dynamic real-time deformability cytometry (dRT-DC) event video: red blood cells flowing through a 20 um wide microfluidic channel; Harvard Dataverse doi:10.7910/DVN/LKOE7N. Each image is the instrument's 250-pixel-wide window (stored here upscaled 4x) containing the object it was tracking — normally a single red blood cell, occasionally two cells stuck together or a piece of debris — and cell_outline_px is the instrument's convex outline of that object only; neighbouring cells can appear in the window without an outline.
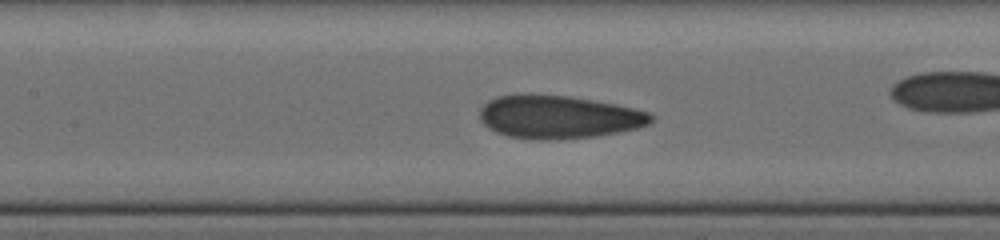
{"species": "human", "species_latin": "Homo sapiens", "temperature_condition": "cold", "stored_images_in_passage": 40, "camera_frame_rate_fps": 3000, "um_per_image_px": 0.085, "donor": {"sex": "female"}, "frame": {"image": 1, "passage_image": 6, "time_ms": 1.0, "image_size_px": [1000, 240], "cell_outline_px": [[652, 120], [648, 124], [636, 128], [596, 136], [552, 140], [536, 140], [508, 136], [496, 132], [488, 128], [480, 120], [480, 108], [488, 100], [496, 96], [524, 92], [532, 92], [568, 96], [616, 104], [648, 112], [652, 116]], "centroid_in_image_um": [47.39, 9.91], "position_along_channel_um": 160.0, "area_um2": 43.47}}
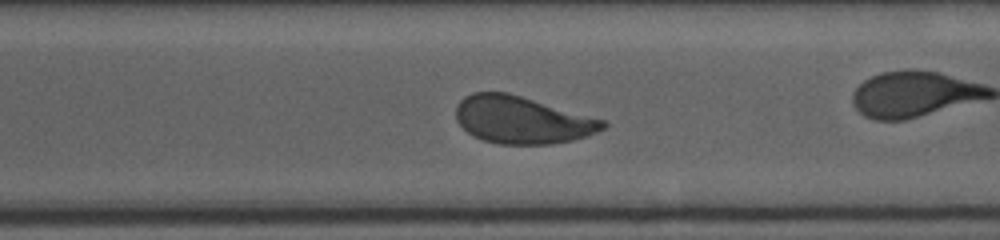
{"frame": {"image": 2, "passage_image": 28, "time_ms": 5.333, "image_size_px": [1000, 240], "cell_outline_px": [[608, 124], [604, 128], [588, 136], [572, 140], [552, 144], [500, 144], [484, 140], [472, 136], [456, 120], [456, 108], [460, 100], [464, 96], [472, 92], [508, 92], [604, 120]], "centroid_in_image_um": [44.35, 10.19], "position_along_channel_um": 326.2, "area_um2": 40.4}, "authors_computed_cell_mechanics": {"area_um2": 41.1536, "velocity_mm_per_s": 3.8497, "shape_relaxation_time_tau1_ms": 2.1686, "shape_relaxation_time_tau2_ms": null, "deformation_change_tau1": 0.1139, "deformation_change_tau2": null}}